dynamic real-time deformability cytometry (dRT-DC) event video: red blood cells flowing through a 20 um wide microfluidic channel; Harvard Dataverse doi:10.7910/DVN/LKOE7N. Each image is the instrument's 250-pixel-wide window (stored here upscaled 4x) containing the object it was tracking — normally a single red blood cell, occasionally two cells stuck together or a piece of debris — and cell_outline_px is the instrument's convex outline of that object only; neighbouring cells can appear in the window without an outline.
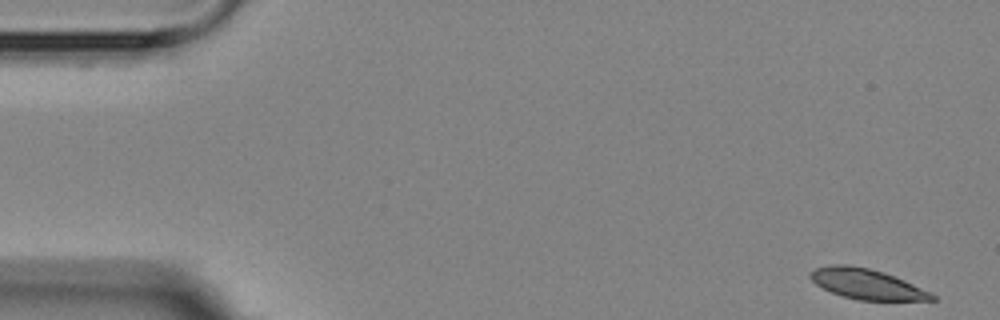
{"species": "Egyptian fruit bat (a non-hibernating species)", "species_latin": "Rousettus aegyptiacus", "temperature_condition": "room temperature", "stored_images_in_passage": 4, "camera_frame_rate_fps": 3000, "um_per_image_px": 0.085, "animal": {"sex": "female"}, "frame": {"image": 1, "passage_image": 1, "time_ms": 0.0, "image_size_px": [1000, 320], "cell_outline_px": [[936, 300], [860, 300], [844, 296], [832, 292], [816, 284], [808, 276], [816, 268], [832, 264], [848, 264], [868, 268], [884, 272], [904, 280], [936, 296]], "centroid_in_image_um": [73.65, 24.13], "position_along_channel_um": 11.3, "area_um2": 21.04}}